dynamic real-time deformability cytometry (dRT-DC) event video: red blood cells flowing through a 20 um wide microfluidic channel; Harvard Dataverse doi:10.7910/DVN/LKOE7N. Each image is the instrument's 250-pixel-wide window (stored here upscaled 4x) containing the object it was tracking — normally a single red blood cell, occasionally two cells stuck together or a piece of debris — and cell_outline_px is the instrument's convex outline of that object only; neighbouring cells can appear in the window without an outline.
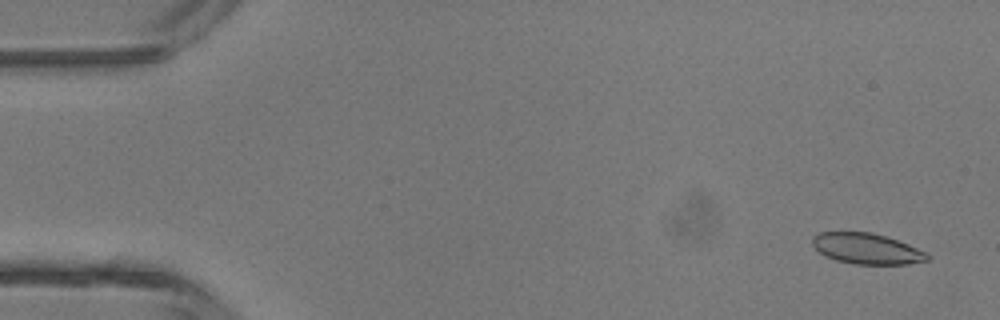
{"species": "common noctule bat (a hibernating species)", "species_latin": "Nyctalus noctula", "temperature_condition": "room temperature", "stored_images_in_passage": 4, "camera_frame_rate_fps": 3000, "um_per_image_px": 0.085, "animal": {"sex": "male", "body_mass_g": 13.3}, "frame": {"image": 1, "passage_image": 1, "time_ms": 0.0, "image_size_px": [1000, 320], "cell_outline_px": [[928, 260], [908, 264], [856, 264], [836, 260], [824, 256], [812, 244], [812, 236], [820, 232], [872, 232], [908, 244], [924, 252], [928, 256]], "centroid_in_image_um": [73.63, 21.13], "position_along_channel_um": 11.4, "area_um2": 20.35}}
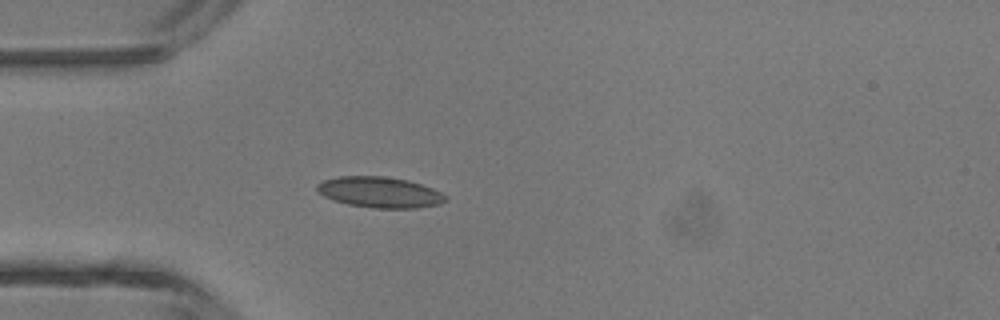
{"frame": {"image": 2, "passage_image": 4, "time_ms": 1.0, "image_size_px": [1000, 320], "cell_outline_px": [[448, 200], [440, 204], [416, 208], [372, 208], [348, 204], [332, 200], [324, 196], [316, 188], [316, 184], [324, 180], [340, 176], [384, 176], [408, 180], [432, 188], [448, 196]], "centroid_in_image_um": [32.29, 16.34], "position_along_channel_um": 52.7, "area_um2": 23.12}}